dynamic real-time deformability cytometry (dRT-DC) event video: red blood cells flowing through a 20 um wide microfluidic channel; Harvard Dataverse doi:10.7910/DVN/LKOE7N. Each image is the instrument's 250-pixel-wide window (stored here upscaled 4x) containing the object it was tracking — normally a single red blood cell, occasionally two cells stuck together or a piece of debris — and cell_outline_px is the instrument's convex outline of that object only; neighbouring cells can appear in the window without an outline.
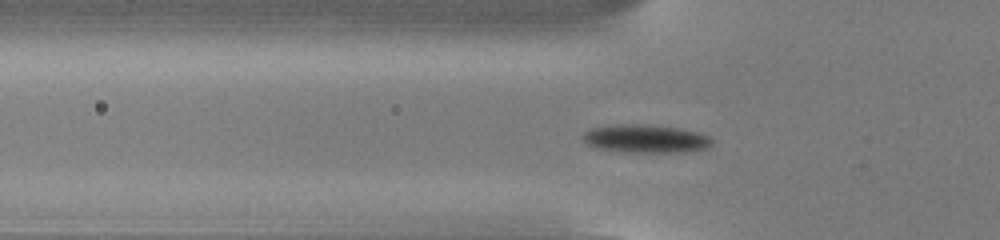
{"species": "common noctule bat (a hibernating species)", "species_latin": "Nyctalus noctula", "temperature_condition": "cold", "stored_images_in_passage": 55, "segment_of_instrument_passage": [1, 2], "camera_frame_rate_fps": 3000, "um_per_image_px": 0.085, "animal": {"sex": "male", "body_mass_g": 13.0, "forearm_length_mm": 53.1}, "frame": {"image": 1, "passage_image": 18, "time_ms": 5.667, "image_size_px": [1000, 240], "cell_outline_px": [[712, 144], [708, 148], [684, 152], [624, 152], [600, 148], [588, 144], [584, 140], [584, 132], [588, 128], [616, 124], [644, 124], [676, 128], [700, 132], [708, 136], [712, 140]], "centroid_in_image_um": [54.9, 11.78], "position_along_channel_um": 70.9, "area_um2": 21.15}}
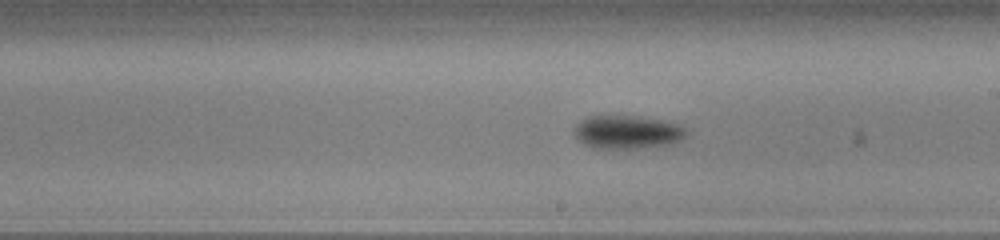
{"frame": {"image": 2, "passage_image": 31, "time_ms": 10.0, "image_size_px": [1000, 240], "cell_outline_px": [[688, 132], [680, 140], [672, 144], [640, 148], [592, 148], [584, 144], [572, 132], [572, 128], [580, 120], [588, 116], [632, 116], [660, 120], [680, 124]], "centroid_in_image_um": [53.28, 11.23], "position_along_channel_um": 235.7, "area_um2": 21.79}}
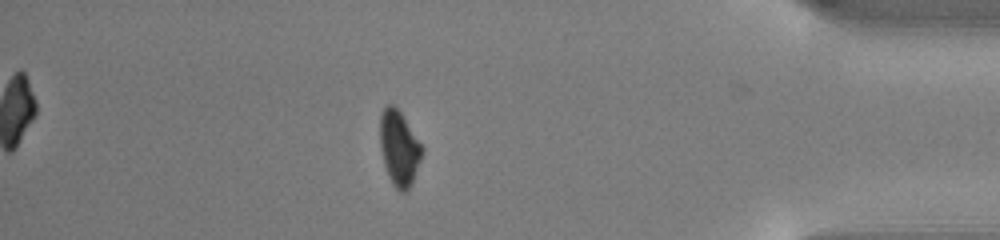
{"frame": {"image": 3, "passage_image": 47, "time_ms": 15.333, "image_size_px": [1000, 240], "cell_outline_px": [[424, 152], [412, 180], [408, 188], [404, 192], [400, 192], [392, 184], [388, 176], [384, 164], [380, 148], [380, 112], [388, 104], [392, 104], [400, 112], [424, 148]], "centroid_in_image_um": [33.91, 12.58], "position_along_channel_um": 401.3, "area_um2": 18.21}}